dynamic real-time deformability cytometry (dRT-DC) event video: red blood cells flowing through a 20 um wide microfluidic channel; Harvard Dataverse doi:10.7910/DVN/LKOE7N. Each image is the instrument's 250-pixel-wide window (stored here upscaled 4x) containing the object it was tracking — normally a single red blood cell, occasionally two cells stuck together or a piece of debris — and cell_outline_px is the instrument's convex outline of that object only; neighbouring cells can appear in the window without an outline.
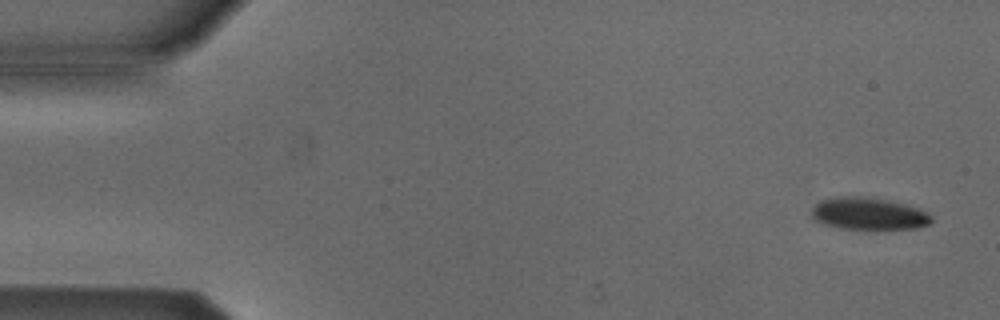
{"species": "Egyptian fruit bat (a non-hibernating species)", "species_latin": "Rousettus aegyptiacus", "temperature_condition": "cold", "stored_images_in_passage": 4, "camera_frame_rate_fps": 3000, "um_per_image_px": 0.085, "animal": {"sex": "male"}, "frame": {"image": 1, "passage_image": 1, "time_ms": 0.0, "image_size_px": [1000, 320], "cell_outline_px": [[932, 220], [928, 224], [916, 228], [840, 228], [824, 224], [816, 220], [812, 216], [812, 208], [820, 200], [836, 196], [872, 196], [916, 208], [928, 212], [932, 216]], "centroid_in_image_um": [73.8, 18.14], "position_along_channel_um": 11.2, "area_um2": 22.2}}
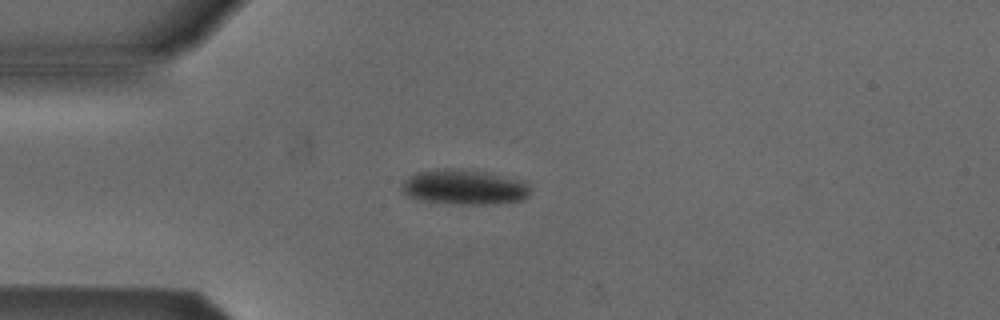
{"frame": {"image": 2, "passage_image": 4, "time_ms": 3.667, "image_size_px": [1000, 320], "cell_outline_px": [[532, 188], [528, 196], [520, 200], [496, 204], [452, 204], [424, 200], [408, 196], [400, 188], [404, 180], [408, 176], [416, 172], [436, 168], [448, 168], [484, 172], [516, 180], [528, 184]], "centroid_in_image_um": [39.41, 15.91], "position_along_channel_um": 45.6, "area_um2": 26.01}}